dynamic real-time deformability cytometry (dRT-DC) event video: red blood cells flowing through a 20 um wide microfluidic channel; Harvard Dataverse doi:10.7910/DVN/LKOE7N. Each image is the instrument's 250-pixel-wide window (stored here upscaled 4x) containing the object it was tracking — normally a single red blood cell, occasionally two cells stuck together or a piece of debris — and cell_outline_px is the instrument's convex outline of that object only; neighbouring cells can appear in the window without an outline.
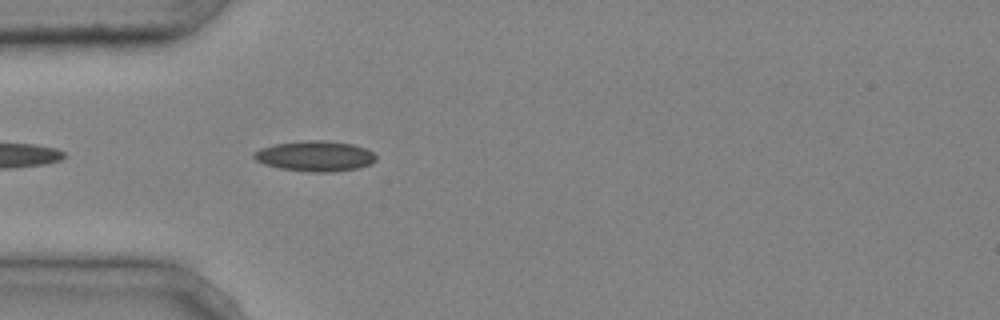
{"species": "common noctule bat (a hibernating species)", "species_latin": "Nyctalus noctula", "temperature_condition": "cold", "stored_images_in_passage": 4, "camera_frame_rate_fps": 3000, "um_per_image_px": 0.085, "animal": {"sex": "male", "body_mass_g": 20.4}, "frame": {"image": 1, "passage_image": 4, "time_ms": 1.0, "image_size_px": [1000, 320], "cell_outline_px": [[376, 160], [372, 164], [360, 168], [332, 172], [308, 172], [280, 168], [264, 164], [256, 160], [252, 156], [252, 152], [260, 148], [276, 144], [304, 140], [324, 140], [352, 144], [364, 148], [372, 152], [376, 156]], "centroid_in_image_um": [26.78, 13.27], "position_along_channel_um": 58.2, "area_um2": 21.79}}